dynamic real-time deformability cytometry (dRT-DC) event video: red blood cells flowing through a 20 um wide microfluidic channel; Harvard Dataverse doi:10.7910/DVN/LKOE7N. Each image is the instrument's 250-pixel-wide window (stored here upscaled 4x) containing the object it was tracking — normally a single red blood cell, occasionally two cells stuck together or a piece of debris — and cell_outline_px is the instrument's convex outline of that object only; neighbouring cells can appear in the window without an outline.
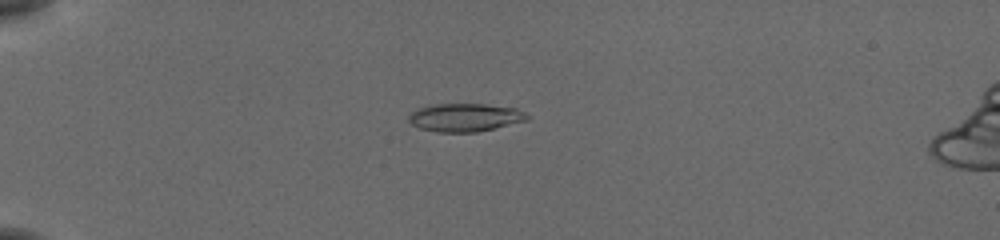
{"species": "common noctule bat (a hibernating species)", "species_latin": "Nyctalus noctula", "temperature_condition": "cold", "stored_images_in_passage": 15, "camera_frame_rate_fps": 3000, "um_per_image_px": 0.085, "animal": {"sex": "female", "body_mass_g": 19.5, "forearm_length_mm": 54.1}, "frame": {"image": 1, "passage_image": 13, "time_ms": 4.0, "image_size_px": [1000, 240], "cell_outline_px": [[532, 116], [528, 120], [476, 132], [436, 132], [420, 128], [412, 124], [408, 120], [408, 116], [412, 112], [420, 108], [436, 104], [484, 104], [516, 108]], "centroid_in_image_um": [39.55, 9.98], "position_along_channel_um": 45.4, "area_um2": 19.31}}